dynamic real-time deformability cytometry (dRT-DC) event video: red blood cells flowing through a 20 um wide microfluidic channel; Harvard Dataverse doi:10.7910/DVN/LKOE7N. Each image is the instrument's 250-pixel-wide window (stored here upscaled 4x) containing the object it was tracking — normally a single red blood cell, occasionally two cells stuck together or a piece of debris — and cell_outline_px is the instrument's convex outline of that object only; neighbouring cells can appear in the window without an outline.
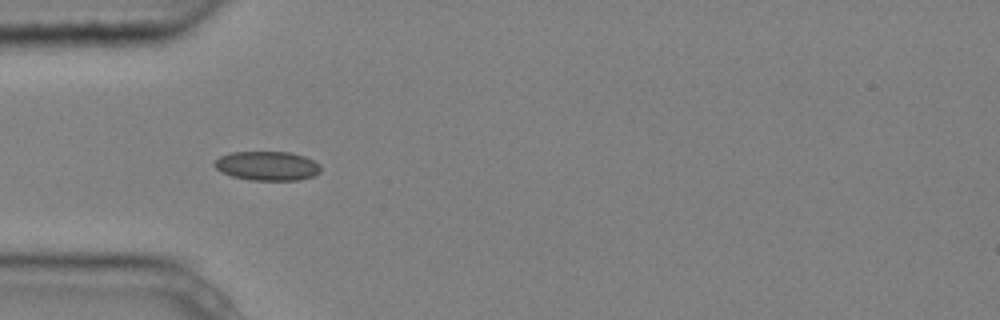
{"species": "common noctule bat (a hibernating species)", "species_latin": "Nyctalus noctula", "temperature_condition": "cold", "stored_images_in_passage": 6, "camera_frame_rate_fps": 3000, "um_per_image_px": 0.085, "animal": {"sex": "male", "body_mass_g": 20.4}, "frame": {"image": 1, "passage_image": 5, "time_ms": 1.333, "image_size_px": [1000, 320], "cell_outline_px": [[320, 172], [312, 176], [300, 180], [248, 180], [232, 176], [220, 172], [212, 164], [220, 156], [232, 152], [292, 152], [304, 156], [320, 164]], "centroid_in_image_um": [22.7, 14.1], "position_along_channel_um": 62.3, "area_um2": 18.15}}
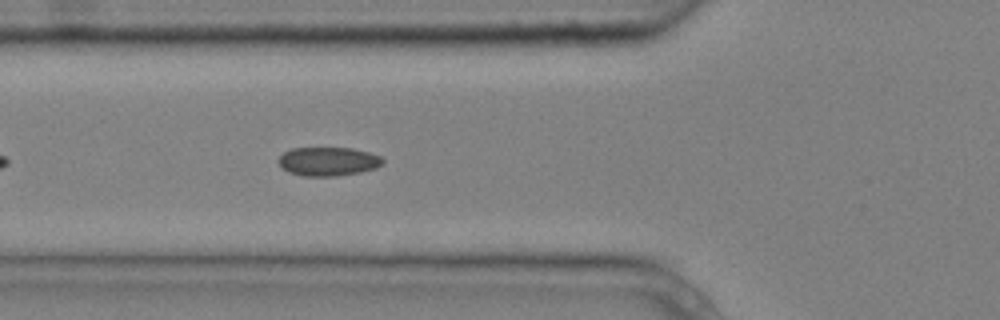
{"frame": {"image": 2, "passage_image": 6, "time_ms": 1.667, "image_size_px": [1000, 320], "cell_outline_px": [[384, 164], [376, 168], [360, 172], [336, 176], [300, 176], [288, 172], [280, 164], [280, 156], [284, 152], [292, 148], [352, 148], [368, 152], [380, 156], [384, 160]], "centroid_in_image_um": [27.92, 13.72], "position_along_channel_um": 97.9, "area_um2": 17.46}}